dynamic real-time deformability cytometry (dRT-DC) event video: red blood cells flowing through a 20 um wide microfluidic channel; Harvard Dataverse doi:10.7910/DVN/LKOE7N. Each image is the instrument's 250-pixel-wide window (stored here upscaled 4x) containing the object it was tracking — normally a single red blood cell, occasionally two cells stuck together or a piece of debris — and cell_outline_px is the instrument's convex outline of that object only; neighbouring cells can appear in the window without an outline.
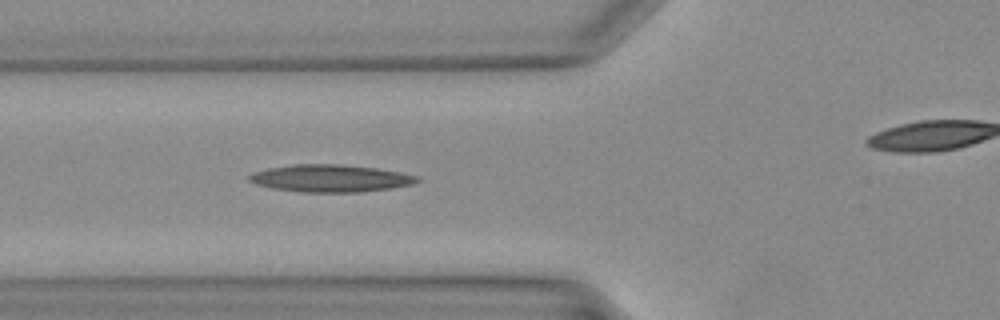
{"species": "Egyptian fruit bat (a non-hibernating species)", "species_latin": "Rousettus aegyptiacus", "temperature_condition": "warm", "stored_images_in_passage": 22, "camera_frame_rate_fps": 3000, "um_per_image_px": 0.085, "animal": {"sex": "female"}, "frame": {"image": 1, "passage_image": 4, "time_ms": 1.0, "image_size_px": [1000, 320], "cell_outline_px": [[424, 180], [412, 184], [392, 188], [360, 192], [304, 192], [272, 188], [256, 184], [248, 180], [248, 176], [252, 172], [268, 168], [292, 164], [340, 164], [376, 168], [404, 172], [420, 176]], "centroid_in_image_um": [28.14, 15.15], "position_along_channel_um": 97.7, "area_um2": 27.05}}
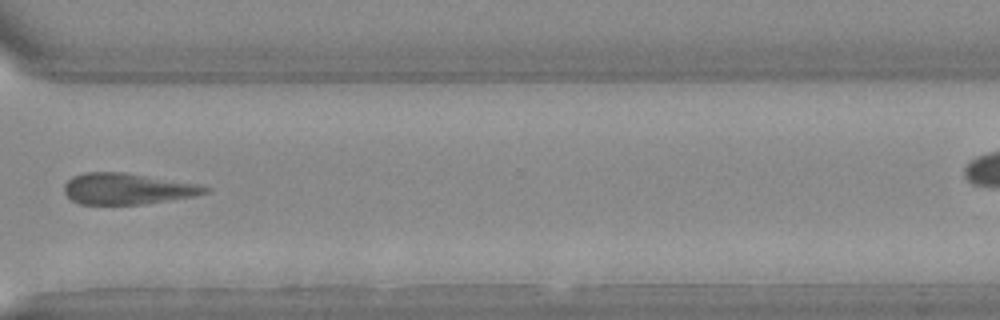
{"frame": {"image": 2, "passage_image": 19, "time_ms": 6.0, "image_size_px": [1000, 320], "cell_outline_px": [[212, 188], [208, 192], [196, 196], [140, 204], [80, 204], [72, 200], [64, 192], [64, 184], [72, 176], [84, 172], [124, 172], [196, 184]], "centroid_in_image_um": [10.8, 16.04], "position_along_channel_um": 359.8, "area_um2": 25.37}}